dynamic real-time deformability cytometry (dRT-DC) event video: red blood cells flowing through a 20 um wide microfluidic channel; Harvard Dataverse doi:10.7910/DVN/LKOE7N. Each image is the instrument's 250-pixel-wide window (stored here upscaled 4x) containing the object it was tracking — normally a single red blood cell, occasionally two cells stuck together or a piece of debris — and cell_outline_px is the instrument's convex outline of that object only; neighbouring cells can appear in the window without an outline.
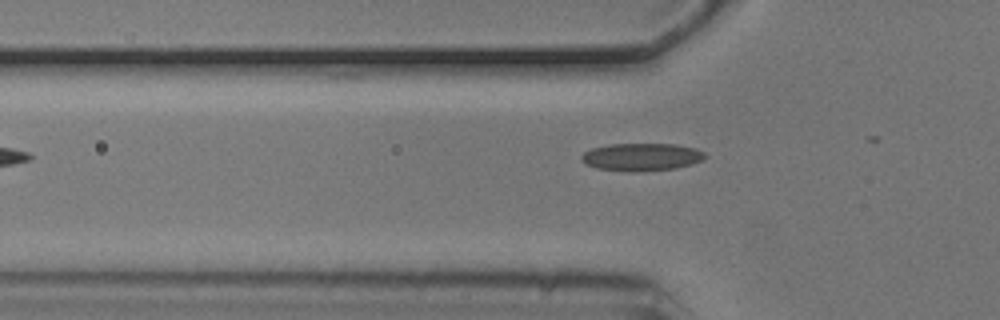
{"species": "common noctule bat (a hibernating species)", "species_latin": "Nyctalus noctula", "temperature_condition": "cold", "stored_images_in_passage": 5, "camera_frame_rate_fps": 3000, "um_per_image_px": 0.085, "animal": {"sex": "male", "body_mass_g": 20.5, "forearm_length_mm": 52.5}, "frame": {"image": 1, "passage_image": 5, "time_ms": 1.333, "image_size_px": [1000, 320], "cell_outline_px": [[708, 156], [692, 164], [676, 168], [636, 172], [632, 172], [596, 168], [584, 164], [580, 160], [580, 156], [584, 152], [592, 148], [608, 144], [676, 144], [696, 148], [704, 152]], "centroid_in_image_um": [54.51, 13.34], "position_along_channel_um": 71.3, "area_um2": 20.11}}